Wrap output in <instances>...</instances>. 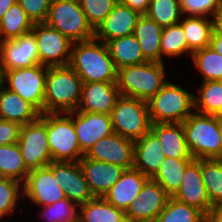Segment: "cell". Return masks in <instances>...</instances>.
<instances>
[{"label": "cell", "instance_id": "obj_1", "mask_svg": "<svg viewBox=\"0 0 222 222\" xmlns=\"http://www.w3.org/2000/svg\"><path fill=\"white\" fill-rule=\"evenodd\" d=\"M83 83L117 82L118 70L106 43L95 38L73 43L68 64Z\"/></svg>", "mask_w": 222, "mask_h": 222}, {"label": "cell", "instance_id": "obj_2", "mask_svg": "<svg viewBox=\"0 0 222 222\" xmlns=\"http://www.w3.org/2000/svg\"><path fill=\"white\" fill-rule=\"evenodd\" d=\"M83 81L69 66L48 67L45 78L44 113L76 111Z\"/></svg>", "mask_w": 222, "mask_h": 222}, {"label": "cell", "instance_id": "obj_3", "mask_svg": "<svg viewBox=\"0 0 222 222\" xmlns=\"http://www.w3.org/2000/svg\"><path fill=\"white\" fill-rule=\"evenodd\" d=\"M163 62H151L118 69L120 95L148 102L168 81Z\"/></svg>", "mask_w": 222, "mask_h": 222}, {"label": "cell", "instance_id": "obj_4", "mask_svg": "<svg viewBox=\"0 0 222 222\" xmlns=\"http://www.w3.org/2000/svg\"><path fill=\"white\" fill-rule=\"evenodd\" d=\"M194 94L168 81L147 103L151 123H183L195 110Z\"/></svg>", "mask_w": 222, "mask_h": 222}, {"label": "cell", "instance_id": "obj_5", "mask_svg": "<svg viewBox=\"0 0 222 222\" xmlns=\"http://www.w3.org/2000/svg\"><path fill=\"white\" fill-rule=\"evenodd\" d=\"M185 139L194 159H217L221 138L219 118L214 115L192 113L184 122Z\"/></svg>", "mask_w": 222, "mask_h": 222}, {"label": "cell", "instance_id": "obj_6", "mask_svg": "<svg viewBox=\"0 0 222 222\" xmlns=\"http://www.w3.org/2000/svg\"><path fill=\"white\" fill-rule=\"evenodd\" d=\"M47 139L54 162H79L84 156L74 128L73 111L47 113Z\"/></svg>", "mask_w": 222, "mask_h": 222}, {"label": "cell", "instance_id": "obj_7", "mask_svg": "<svg viewBox=\"0 0 222 222\" xmlns=\"http://www.w3.org/2000/svg\"><path fill=\"white\" fill-rule=\"evenodd\" d=\"M45 23L73 43L94 38V30L86 19L80 1L52 0Z\"/></svg>", "mask_w": 222, "mask_h": 222}, {"label": "cell", "instance_id": "obj_8", "mask_svg": "<svg viewBox=\"0 0 222 222\" xmlns=\"http://www.w3.org/2000/svg\"><path fill=\"white\" fill-rule=\"evenodd\" d=\"M114 133L136 141L150 131L151 121L146 101L120 95L111 111Z\"/></svg>", "mask_w": 222, "mask_h": 222}, {"label": "cell", "instance_id": "obj_9", "mask_svg": "<svg viewBox=\"0 0 222 222\" xmlns=\"http://www.w3.org/2000/svg\"><path fill=\"white\" fill-rule=\"evenodd\" d=\"M17 144L29 170L45 167L52 162L47 139V113L20 127Z\"/></svg>", "mask_w": 222, "mask_h": 222}, {"label": "cell", "instance_id": "obj_10", "mask_svg": "<svg viewBox=\"0 0 222 222\" xmlns=\"http://www.w3.org/2000/svg\"><path fill=\"white\" fill-rule=\"evenodd\" d=\"M48 67L34 65L28 68L4 71V85L44 113L45 78ZM7 82V83H6Z\"/></svg>", "mask_w": 222, "mask_h": 222}, {"label": "cell", "instance_id": "obj_11", "mask_svg": "<svg viewBox=\"0 0 222 222\" xmlns=\"http://www.w3.org/2000/svg\"><path fill=\"white\" fill-rule=\"evenodd\" d=\"M40 64L47 67L67 66L73 42L45 22L34 23L33 29Z\"/></svg>", "mask_w": 222, "mask_h": 222}, {"label": "cell", "instance_id": "obj_12", "mask_svg": "<svg viewBox=\"0 0 222 222\" xmlns=\"http://www.w3.org/2000/svg\"><path fill=\"white\" fill-rule=\"evenodd\" d=\"M170 196L155 181L149 179L138 197L125 211L127 222H155Z\"/></svg>", "mask_w": 222, "mask_h": 222}, {"label": "cell", "instance_id": "obj_13", "mask_svg": "<svg viewBox=\"0 0 222 222\" xmlns=\"http://www.w3.org/2000/svg\"><path fill=\"white\" fill-rule=\"evenodd\" d=\"M84 157L131 169L134 166V141L113 133L97 141Z\"/></svg>", "mask_w": 222, "mask_h": 222}, {"label": "cell", "instance_id": "obj_14", "mask_svg": "<svg viewBox=\"0 0 222 222\" xmlns=\"http://www.w3.org/2000/svg\"><path fill=\"white\" fill-rule=\"evenodd\" d=\"M0 62L4 71L28 68L40 64L34 33L0 42Z\"/></svg>", "mask_w": 222, "mask_h": 222}, {"label": "cell", "instance_id": "obj_15", "mask_svg": "<svg viewBox=\"0 0 222 222\" xmlns=\"http://www.w3.org/2000/svg\"><path fill=\"white\" fill-rule=\"evenodd\" d=\"M65 197L79 206L94 198L79 162H54L47 165Z\"/></svg>", "mask_w": 222, "mask_h": 222}, {"label": "cell", "instance_id": "obj_16", "mask_svg": "<svg viewBox=\"0 0 222 222\" xmlns=\"http://www.w3.org/2000/svg\"><path fill=\"white\" fill-rule=\"evenodd\" d=\"M22 196L40 207L66 198L64 190L57 184L48 166L30 170L23 183Z\"/></svg>", "mask_w": 222, "mask_h": 222}, {"label": "cell", "instance_id": "obj_17", "mask_svg": "<svg viewBox=\"0 0 222 222\" xmlns=\"http://www.w3.org/2000/svg\"><path fill=\"white\" fill-rule=\"evenodd\" d=\"M73 122L80 149L84 154L101 138L114 133L109 114L73 111Z\"/></svg>", "mask_w": 222, "mask_h": 222}, {"label": "cell", "instance_id": "obj_18", "mask_svg": "<svg viewBox=\"0 0 222 222\" xmlns=\"http://www.w3.org/2000/svg\"><path fill=\"white\" fill-rule=\"evenodd\" d=\"M177 201L196 207L205 215L212 205L206 192L201 175V159H193L187 166L180 189L173 196Z\"/></svg>", "mask_w": 222, "mask_h": 222}, {"label": "cell", "instance_id": "obj_19", "mask_svg": "<svg viewBox=\"0 0 222 222\" xmlns=\"http://www.w3.org/2000/svg\"><path fill=\"white\" fill-rule=\"evenodd\" d=\"M119 96L117 82L83 83L81 98L76 111L110 115Z\"/></svg>", "mask_w": 222, "mask_h": 222}, {"label": "cell", "instance_id": "obj_20", "mask_svg": "<svg viewBox=\"0 0 222 222\" xmlns=\"http://www.w3.org/2000/svg\"><path fill=\"white\" fill-rule=\"evenodd\" d=\"M140 16L138 12L118 1L110 14L94 31V38L106 43L134 34L136 22Z\"/></svg>", "mask_w": 222, "mask_h": 222}, {"label": "cell", "instance_id": "obj_21", "mask_svg": "<svg viewBox=\"0 0 222 222\" xmlns=\"http://www.w3.org/2000/svg\"><path fill=\"white\" fill-rule=\"evenodd\" d=\"M79 165L94 197H103L125 171L118 165L91 160L84 156L79 160Z\"/></svg>", "mask_w": 222, "mask_h": 222}, {"label": "cell", "instance_id": "obj_22", "mask_svg": "<svg viewBox=\"0 0 222 222\" xmlns=\"http://www.w3.org/2000/svg\"><path fill=\"white\" fill-rule=\"evenodd\" d=\"M159 139L151 132L134 141V166L147 178L152 179L165 159Z\"/></svg>", "mask_w": 222, "mask_h": 222}, {"label": "cell", "instance_id": "obj_23", "mask_svg": "<svg viewBox=\"0 0 222 222\" xmlns=\"http://www.w3.org/2000/svg\"><path fill=\"white\" fill-rule=\"evenodd\" d=\"M149 180L139 170H125L120 179L103 196L110 204L124 212L139 195L144 184Z\"/></svg>", "mask_w": 222, "mask_h": 222}, {"label": "cell", "instance_id": "obj_24", "mask_svg": "<svg viewBox=\"0 0 222 222\" xmlns=\"http://www.w3.org/2000/svg\"><path fill=\"white\" fill-rule=\"evenodd\" d=\"M41 113L28 101L4 86L0 90V119L24 125L36 121Z\"/></svg>", "mask_w": 222, "mask_h": 222}, {"label": "cell", "instance_id": "obj_25", "mask_svg": "<svg viewBox=\"0 0 222 222\" xmlns=\"http://www.w3.org/2000/svg\"><path fill=\"white\" fill-rule=\"evenodd\" d=\"M150 131L159 139L165 157L193 158L187 146L183 123H151Z\"/></svg>", "mask_w": 222, "mask_h": 222}, {"label": "cell", "instance_id": "obj_26", "mask_svg": "<svg viewBox=\"0 0 222 222\" xmlns=\"http://www.w3.org/2000/svg\"><path fill=\"white\" fill-rule=\"evenodd\" d=\"M162 27L146 15H141L135 26L134 36L139 42L142 54L147 61L161 62L160 42Z\"/></svg>", "mask_w": 222, "mask_h": 222}, {"label": "cell", "instance_id": "obj_27", "mask_svg": "<svg viewBox=\"0 0 222 222\" xmlns=\"http://www.w3.org/2000/svg\"><path fill=\"white\" fill-rule=\"evenodd\" d=\"M106 45L117 70L147 61L134 34L110 40Z\"/></svg>", "mask_w": 222, "mask_h": 222}, {"label": "cell", "instance_id": "obj_28", "mask_svg": "<svg viewBox=\"0 0 222 222\" xmlns=\"http://www.w3.org/2000/svg\"><path fill=\"white\" fill-rule=\"evenodd\" d=\"M183 31L188 42V54L210 46L214 31L213 19L209 17H186L181 20Z\"/></svg>", "mask_w": 222, "mask_h": 222}, {"label": "cell", "instance_id": "obj_29", "mask_svg": "<svg viewBox=\"0 0 222 222\" xmlns=\"http://www.w3.org/2000/svg\"><path fill=\"white\" fill-rule=\"evenodd\" d=\"M78 222H127L125 212L110 204L104 197H94L79 206Z\"/></svg>", "mask_w": 222, "mask_h": 222}, {"label": "cell", "instance_id": "obj_30", "mask_svg": "<svg viewBox=\"0 0 222 222\" xmlns=\"http://www.w3.org/2000/svg\"><path fill=\"white\" fill-rule=\"evenodd\" d=\"M193 159L166 157L152 180L157 182L170 197H173L180 189L186 166Z\"/></svg>", "mask_w": 222, "mask_h": 222}, {"label": "cell", "instance_id": "obj_31", "mask_svg": "<svg viewBox=\"0 0 222 222\" xmlns=\"http://www.w3.org/2000/svg\"><path fill=\"white\" fill-rule=\"evenodd\" d=\"M29 172L17 143L0 145V177L15 179L23 184Z\"/></svg>", "mask_w": 222, "mask_h": 222}, {"label": "cell", "instance_id": "obj_32", "mask_svg": "<svg viewBox=\"0 0 222 222\" xmlns=\"http://www.w3.org/2000/svg\"><path fill=\"white\" fill-rule=\"evenodd\" d=\"M33 25L21 6L15 3L0 20V42L31 32Z\"/></svg>", "mask_w": 222, "mask_h": 222}, {"label": "cell", "instance_id": "obj_33", "mask_svg": "<svg viewBox=\"0 0 222 222\" xmlns=\"http://www.w3.org/2000/svg\"><path fill=\"white\" fill-rule=\"evenodd\" d=\"M201 175L212 207L222 204V161L201 159Z\"/></svg>", "mask_w": 222, "mask_h": 222}, {"label": "cell", "instance_id": "obj_34", "mask_svg": "<svg viewBox=\"0 0 222 222\" xmlns=\"http://www.w3.org/2000/svg\"><path fill=\"white\" fill-rule=\"evenodd\" d=\"M155 222H206V215L198 208L170 197Z\"/></svg>", "mask_w": 222, "mask_h": 222}, {"label": "cell", "instance_id": "obj_35", "mask_svg": "<svg viewBox=\"0 0 222 222\" xmlns=\"http://www.w3.org/2000/svg\"><path fill=\"white\" fill-rule=\"evenodd\" d=\"M191 57L196 68L202 73V82L222 81V55L211 46L194 51Z\"/></svg>", "mask_w": 222, "mask_h": 222}, {"label": "cell", "instance_id": "obj_36", "mask_svg": "<svg viewBox=\"0 0 222 222\" xmlns=\"http://www.w3.org/2000/svg\"><path fill=\"white\" fill-rule=\"evenodd\" d=\"M145 15L162 28L178 24L183 17L180 0H151Z\"/></svg>", "mask_w": 222, "mask_h": 222}, {"label": "cell", "instance_id": "obj_37", "mask_svg": "<svg viewBox=\"0 0 222 222\" xmlns=\"http://www.w3.org/2000/svg\"><path fill=\"white\" fill-rule=\"evenodd\" d=\"M197 93L194 96L196 113L214 115L222 104V81L202 82Z\"/></svg>", "mask_w": 222, "mask_h": 222}, {"label": "cell", "instance_id": "obj_38", "mask_svg": "<svg viewBox=\"0 0 222 222\" xmlns=\"http://www.w3.org/2000/svg\"><path fill=\"white\" fill-rule=\"evenodd\" d=\"M184 53H188V42L182 25L178 23L164 27L160 42L161 62H163V55L178 57Z\"/></svg>", "mask_w": 222, "mask_h": 222}, {"label": "cell", "instance_id": "obj_39", "mask_svg": "<svg viewBox=\"0 0 222 222\" xmlns=\"http://www.w3.org/2000/svg\"><path fill=\"white\" fill-rule=\"evenodd\" d=\"M23 195V184L15 179L0 177V220L12 214Z\"/></svg>", "mask_w": 222, "mask_h": 222}, {"label": "cell", "instance_id": "obj_40", "mask_svg": "<svg viewBox=\"0 0 222 222\" xmlns=\"http://www.w3.org/2000/svg\"><path fill=\"white\" fill-rule=\"evenodd\" d=\"M41 208L43 209L41 216L46 219V222L79 221V205L67 198Z\"/></svg>", "mask_w": 222, "mask_h": 222}, {"label": "cell", "instance_id": "obj_41", "mask_svg": "<svg viewBox=\"0 0 222 222\" xmlns=\"http://www.w3.org/2000/svg\"><path fill=\"white\" fill-rule=\"evenodd\" d=\"M118 0H80L89 25L95 31L110 14Z\"/></svg>", "mask_w": 222, "mask_h": 222}, {"label": "cell", "instance_id": "obj_42", "mask_svg": "<svg viewBox=\"0 0 222 222\" xmlns=\"http://www.w3.org/2000/svg\"><path fill=\"white\" fill-rule=\"evenodd\" d=\"M183 16L208 17L213 19L215 13L222 7V0H180Z\"/></svg>", "mask_w": 222, "mask_h": 222}, {"label": "cell", "instance_id": "obj_43", "mask_svg": "<svg viewBox=\"0 0 222 222\" xmlns=\"http://www.w3.org/2000/svg\"><path fill=\"white\" fill-rule=\"evenodd\" d=\"M52 0H17L33 23L45 22Z\"/></svg>", "mask_w": 222, "mask_h": 222}, {"label": "cell", "instance_id": "obj_44", "mask_svg": "<svg viewBox=\"0 0 222 222\" xmlns=\"http://www.w3.org/2000/svg\"><path fill=\"white\" fill-rule=\"evenodd\" d=\"M20 127L18 123L0 119V145H10L19 140Z\"/></svg>", "mask_w": 222, "mask_h": 222}, {"label": "cell", "instance_id": "obj_45", "mask_svg": "<svg viewBox=\"0 0 222 222\" xmlns=\"http://www.w3.org/2000/svg\"><path fill=\"white\" fill-rule=\"evenodd\" d=\"M120 3L127 5L140 15H145L151 0H118Z\"/></svg>", "mask_w": 222, "mask_h": 222}, {"label": "cell", "instance_id": "obj_46", "mask_svg": "<svg viewBox=\"0 0 222 222\" xmlns=\"http://www.w3.org/2000/svg\"><path fill=\"white\" fill-rule=\"evenodd\" d=\"M206 222H222V204L210 209L206 215Z\"/></svg>", "mask_w": 222, "mask_h": 222}, {"label": "cell", "instance_id": "obj_47", "mask_svg": "<svg viewBox=\"0 0 222 222\" xmlns=\"http://www.w3.org/2000/svg\"><path fill=\"white\" fill-rule=\"evenodd\" d=\"M210 46L218 52L220 55H222V34L217 33L215 30L213 31L212 37H211V43Z\"/></svg>", "mask_w": 222, "mask_h": 222}, {"label": "cell", "instance_id": "obj_48", "mask_svg": "<svg viewBox=\"0 0 222 222\" xmlns=\"http://www.w3.org/2000/svg\"><path fill=\"white\" fill-rule=\"evenodd\" d=\"M214 30L222 34V7L215 13L213 17Z\"/></svg>", "mask_w": 222, "mask_h": 222}, {"label": "cell", "instance_id": "obj_49", "mask_svg": "<svg viewBox=\"0 0 222 222\" xmlns=\"http://www.w3.org/2000/svg\"><path fill=\"white\" fill-rule=\"evenodd\" d=\"M15 3H17V0H0V20Z\"/></svg>", "mask_w": 222, "mask_h": 222}, {"label": "cell", "instance_id": "obj_50", "mask_svg": "<svg viewBox=\"0 0 222 222\" xmlns=\"http://www.w3.org/2000/svg\"><path fill=\"white\" fill-rule=\"evenodd\" d=\"M219 132L221 138V145H220V155L217 160L222 161V118H219Z\"/></svg>", "mask_w": 222, "mask_h": 222}, {"label": "cell", "instance_id": "obj_51", "mask_svg": "<svg viewBox=\"0 0 222 222\" xmlns=\"http://www.w3.org/2000/svg\"><path fill=\"white\" fill-rule=\"evenodd\" d=\"M4 87V70L0 62V90Z\"/></svg>", "mask_w": 222, "mask_h": 222}, {"label": "cell", "instance_id": "obj_52", "mask_svg": "<svg viewBox=\"0 0 222 222\" xmlns=\"http://www.w3.org/2000/svg\"><path fill=\"white\" fill-rule=\"evenodd\" d=\"M214 116L217 118H222V104H221L219 110L214 114Z\"/></svg>", "mask_w": 222, "mask_h": 222}]
</instances>
